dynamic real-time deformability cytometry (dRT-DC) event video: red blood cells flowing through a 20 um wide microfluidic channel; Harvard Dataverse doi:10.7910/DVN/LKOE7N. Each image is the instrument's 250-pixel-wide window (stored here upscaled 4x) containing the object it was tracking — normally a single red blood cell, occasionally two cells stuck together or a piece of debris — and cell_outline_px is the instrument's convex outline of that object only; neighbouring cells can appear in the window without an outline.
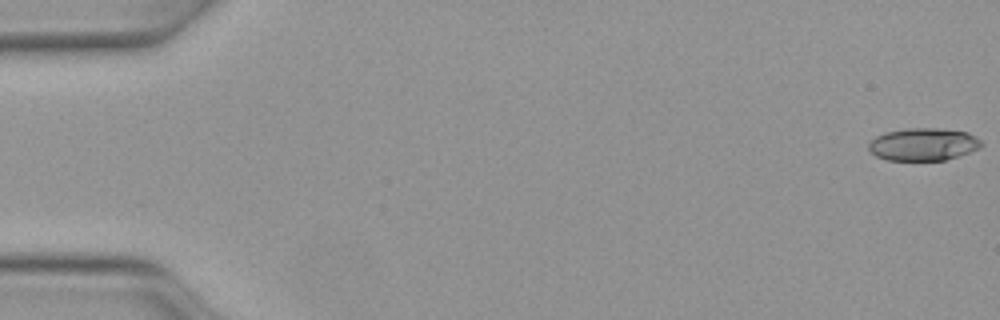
{"species": "Egyptian fruit bat (a non-hibernating species)", "species_latin": "Rousettus aegyptiacus", "temperature_condition": "warm", "stored_images_in_passage": 50, "camera_frame_rate_fps": 3000, "um_per_image_px": 0.085, "animal": {"sex": "female"}, "frame": {"image": 1, "passage_image": 1, "time_ms": 0.0, "image_size_px": [1000, 320], "cell_outline_px": [[984, 144], [980, 148], [944, 160], [888, 160], [876, 156], [868, 148], [868, 140], [884, 132], [904, 128], [940, 128], [968, 132], [976, 136]], "centroid_in_image_um": [78.46, 12.25], "position_along_channel_um": 6.5, "area_um2": 21.56}}
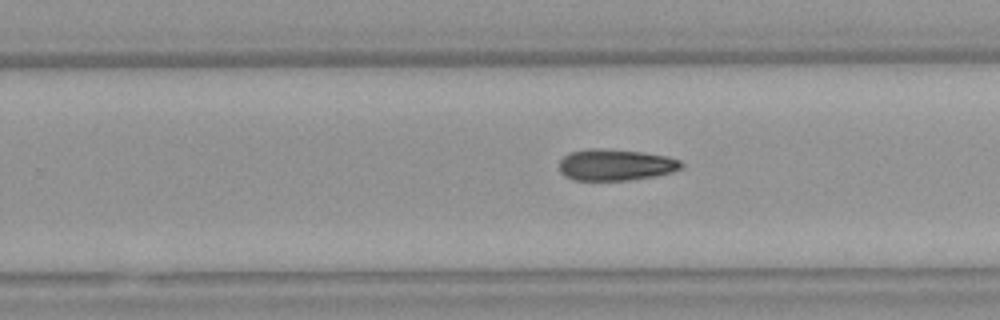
{"frame": {"image": 2, "passage_image": 32, "time_ms": 10.333, "image_size_px": [1000, 320], "cell_outline_px": [[684, 168], [672, 172], [656, 176], [628, 180], [572, 180], [564, 176], [560, 172], [560, 160], [568, 152], [588, 148], [600, 148], [644, 152], [668, 156], [680, 160], [684, 164]], "centroid_in_image_um": [52.34, 14.0], "position_along_channel_um": 277.5, "area_um2": 22.72}}
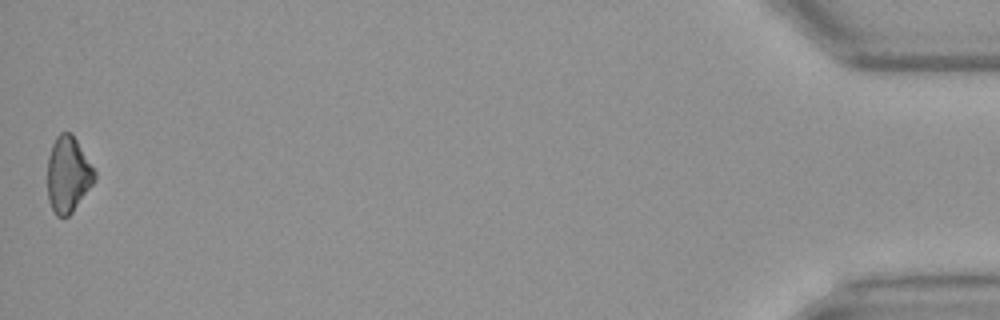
{"frame": {"image": 3, "passage_image": 50, "time_ms": 16.333, "image_size_px": [1000, 320], "cell_outline_px": [[96, 180], [72, 212], [68, 216], [56, 216], [48, 200], [48, 156], [52, 144], [56, 136], [60, 132], [72, 132], [96, 172]], "centroid_in_image_um": [5.79, 14.81], "position_along_channel_um": 429.4, "area_um2": 20.87}}